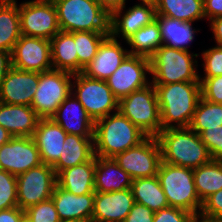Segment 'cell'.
Wrapping results in <instances>:
<instances>
[{
	"label": "cell",
	"instance_id": "19",
	"mask_svg": "<svg viewBox=\"0 0 222 222\" xmlns=\"http://www.w3.org/2000/svg\"><path fill=\"white\" fill-rule=\"evenodd\" d=\"M134 203L131 188L95 192L91 222H124Z\"/></svg>",
	"mask_w": 222,
	"mask_h": 222
},
{
	"label": "cell",
	"instance_id": "33",
	"mask_svg": "<svg viewBox=\"0 0 222 222\" xmlns=\"http://www.w3.org/2000/svg\"><path fill=\"white\" fill-rule=\"evenodd\" d=\"M126 43L131 48L129 54L150 58L163 45L158 21L140 28Z\"/></svg>",
	"mask_w": 222,
	"mask_h": 222
},
{
	"label": "cell",
	"instance_id": "29",
	"mask_svg": "<svg viewBox=\"0 0 222 222\" xmlns=\"http://www.w3.org/2000/svg\"><path fill=\"white\" fill-rule=\"evenodd\" d=\"M155 10L157 16L189 23L205 18L204 0H157Z\"/></svg>",
	"mask_w": 222,
	"mask_h": 222
},
{
	"label": "cell",
	"instance_id": "6",
	"mask_svg": "<svg viewBox=\"0 0 222 222\" xmlns=\"http://www.w3.org/2000/svg\"><path fill=\"white\" fill-rule=\"evenodd\" d=\"M157 177L170 207L200 214L203 203L195 189L193 169L161 161Z\"/></svg>",
	"mask_w": 222,
	"mask_h": 222
},
{
	"label": "cell",
	"instance_id": "49",
	"mask_svg": "<svg viewBox=\"0 0 222 222\" xmlns=\"http://www.w3.org/2000/svg\"><path fill=\"white\" fill-rule=\"evenodd\" d=\"M13 136L0 125V147L10 141Z\"/></svg>",
	"mask_w": 222,
	"mask_h": 222
},
{
	"label": "cell",
	"instance_id": "51",
	"mask_svg": "<svg viewBox=\"0 0 222 222\" xmlns=\"http://www.w3.org/2000/svg\"><path fill=\"white\" fill-rule=\"evenodd\" d=\"M140 2L155 5L157 0H140Z\"/></svg>",
	"mask_w": 222,
	"mask_h": 222
},
{
	"label": "cell",
	"instance_id": "37",
	"mask_svg": "<svg viewBox=\"0 0 222 222\" xmlns=\"http://www.w3.org/2000/svg\"><path fill=\"white\" fill-rule=\"evenodd\" d=\"M30 222H59L57 210L52 199L40 202L24 211Z\"/></svg>",
	"mask_w": 222,
	"mask_h": 222
},
{
	"label": "cell",
	"instance_id": "50",
	"mask_svg": "<svg viewBox=\"0 0 222 222\" xmlns=\"http://www.w3.org/2000/svg\"><path fill=\"white\" fill-rule=\"evenodd\" d=\"M192 222H222V220H213V219H207L203 218L200 215L195 216Z\"/></svg>",
	"mask_w": 222,
	"mask_h": 222
},
{
	"label": "cell",
	"instance_id": "22",
	"mask_svg": "<svg viewBox=\"0 0 222 222\" xmlns=\"http://www.w3.org/2000/svg\"><path fill=\"white\" fill-rule=\"evenodd\" d=\"M66 131L52 118H41L32 136L43 164L53 165L60 157Z\"/></svg>",
	"mask_w": 222,
	"mask_h": 222
},
{
	"label": "cell",
	"instance_id": "30",
	"mask_svg": "<svg viewBox=\"0 0 222 222\" xmlns=\"http://www.w3.org/2000/svg\"><path fill=\"white\" fill-rule=\"evenodd\" d=\"M131 191L136 203L145 205L153 212L169 207L157 176L133 179Z\"/></svg>",
	"mask_w": 222,
	"mask_h": 222
},
{
	"label": "cell",
	"instance_id": "2",
	"mask_svg": "<svg viewBox=\"0 0 222 222\" xmlns=\"http://www.w3.org/2000/svg\"><path fill=\"white\" fill-rule=\"evenodd\" d=\"M146 137L143 131L118 110L95 122L94 155L113 158L138 145Z\"/></svg>",
	"mask_w": 222,
	"mask_h": 222
},
{
	"label": "cell",
	"instance_id": "10",
	"mask_svg": "<svg viewBox=\"0 0 222 222\" xmlns=\"http://www.w3.org/2000/svg\"><path fill=\"white\" fill-rule=\"evenodd\" d=\"M22 35L51 40L61 31L52 0H29L19 4Z\"/></svg>",
	"mask_w": 222,
	"mask_h": 222
},
{
	"label": "cell",
	"instance_id": "44",
	"mask_svg": "<svg viewBox=\"0 0 222 222\" xmlns=\"http://www.w3.org/2000/svg\"><path fill=\"white\" fill-rule=\"evenodd\" d=\"M204 13L208 21L222 16V0H204Z\"/></svg>",
	"mask_w": 222,
	"mask_h": 222
},
{
	"label": "cell",
	"instance_id": "27",
	"mask_svg": "<svg viewBox=\"0 0 222 222\" xmlns=\"http://www.w3.org/2000/svg\"><path fill=\"white\" fill-rule=\"evenodd\" d=\"M51 61L54 70L78 73V55L74 32L59 31L51 40Z\"/></svg>",
	"mask_w": 222,
	"mask_h": 222
},
{
	"label": "cell",
	"instance_id": "15",
	"mask_svg": "<svg viewBox=\"0 0 222 222\" xmlns=\"http://www.w3.org/2000/svg\"><path fill=\"white\" fill-rule=\"evenodd\" d=\"M42 164L32 137H12L0 147V169L18 176Z\"/></svg>",
	"mask_w": 222,
	"mask_h": 222
},
{
	"label": "cell",
	"instance_id": "18",
	"mask_svg": "<svg viewBox=\"0 0 222 222\" xmlns=\"http://www.w3.org/2000/svg\"><path fill=\"white\" fill-rule=\"evenodd\" d=\"M129 54L118 39L110 34L101 42L93 60L81 72L92 79L106 81L120 66Z\"/></svg>",
	"mask_w": 222,
	"mask_h": 222
},
{
	"label": "cell",
	"instance_id": "39",
	"mask_svg": "<svg viewBox=\"0 0 222 222\" xmlns=\"http://www.w3.org/2000/svg\"><path fill=\"white\" fill-rule=\"evenodd\" d=\"M201 76L199 75L202 98L212 103L222 104V75L215 77Z\"/></svg>",
	"mask_w": 222,
	"mask_h": 222
},
{
	"label": "cell",
	"instance_id": "1",
	"mask_svg": "<svg viewBox=\"0 0 222 222\" xmlns=\"http://www.w3.org/2000/svg\"><path fill=\"white\" fill-rule=\"evenodd\" d=\"M153 85L157 92L162 130L189 127L202 97L200 81Z\"/></svg>",
	"mask_w": 222,
	"mask_h": 222
},
{
	"label": "cell",
	"instance_id": "40",
	"mask_svg": "<svg viewBox=\"0 0 222 222\" xmlns=\"http://www.w3.org/2000/svg\"><path fill=\"white\" fill-rule=\"evenodd\" d=\"M200 137L206 145L211 158L222 160V125L205 129L200 134Z\"/></svg>",
	"mask_w": 222,
	"mask_h": 222
},
{
	"label": "cell",
	"instance_id": "36",
	"mask_svg": "<svg viewBox=\"0 0 222 222\" xmlns=\"http://www.w3.org/2000/svg\"><path fill=\"white\" fill-rule=\"evenodd\" d=\"M18 207L17 177L0 169V211Z\"/></svg>",
	"mask_w": 222,
	"mask_h": 222
},
{
	"label": "cell",
	"instance_id": "38",
	"mask_svg": "<svg viewBox=\"0 0 222 222\" xmlns=\"http://www.w3.org/2000/svg\"><path fill=\"white\" fill-rule=\"evenodd\" d=\"M203 60L204 76L215 77L222 75V46L215 45L212 48L206 49L201 53Z\"/></svg>",
	"mask_w": 222,
	"mask_h": 222
},
{
	"label": "cell",
	"instance_id": "13",
	"mask_svg": "<svg viewBox=\"0 0 222 222\" xmlns=\"http://www.w3.org/2000/svg\"><path fill=\"white\" fill-rule=\"evenodd\" d=\"M150 59L128 54L118 69L106 80L115 98L120 101L133 91L149 85Z\"/></svg>",
	"mask_w": 222,
	"mask_h": 222
},
{
	"label": "cell",
	"instance_id": "16",
	"mask_svg": "<svg viewBox=\"0 0 222 222\" xmlns=\"http://www.w3.org/2000/svg\"><path fill=\"white\" fill-rule=\"evenodd\" d=\"M39 83V72L11 67L0 83V102L31 106Z\"/></svg>",
	"mask_w": 222,
	"mask_h": 222
},
{
	"label": "cell",
	"instance_id": "41",
	"mask_svg": "<svg viewBox=\"0 0 222 222\" xmlns=\"http://www.w3.org/2000/svg\"><path fill=\"white\" fill-rule=\"evenodd\" d=\"M194 218L195 215L193 213L169 206L154 212L153 222H192Z\"/></svg>",
	"mask_w": 222,
	"mask_h": 222
},
{
	"label": "cell",
	"instance_id": "17",
	"mask_svg": "<svg viewBox=\"0 0 222 222\" xmlns=\"http://www.w3.org/2000/svg\"><path fill=\"white\" fill-rule=\"evenodd\" d=\"M115 11L110 16V35L114 39L122 37L126 42L140 28L151 24L156 20L155 5L148 3H137L126 9Z\"/></svg>",
	"mask_w": 222,
	"mask_h": 222
},
{
	"label": "cell",
	"instance_id": "35",
	"mask_svg": "<svg viewBox=\"0 0 222 222\" xmlns=\"http://www.w3.org/2000/svg\"><path fill=\"white\" fill-rule=\"evenodd\" d=\"M220 125H222V104L212 103L201 97L189 127L200 135L205 129Z\"/></svg>",
	"mask_w": 222,
	"mask_h": 222
},
{
	"label": "cell",
	"instance_id": "48",
	"mask_svg": "<svg viewBox=\"0 0 222 222\" xmlns=\"http://www.w3.org/2000/svg\"><path fill=\"white\" fill-rule=\"evenodd\" d=\"M11 67V52L0 50V83Z\"/></svg>",
	"mask_w": 222,
	"mask_h": 222
},
{
	"label": "cell",
	"instance_id": "23",
	"mask_svg": "<svg viewBox=\"0 0 222 222\" xmlns=\"http://www.w3.org/2000/svg\"><path fill=\"white\" fill-rule=\"evenodd\" d=\"M40 119L31 106L0 102V125L13 137H32Z\"/></svg>",
	"mask_w": 222,
	"mask_h": 222
},
{
	"label": "cell",
	"instance_id": "20",
	"mask_svg": "<svg viewBox=\"0 0 222 222\" xmlns=\"http://www.w3.org/2000/svg\"><path fill=\"white\" fill-rule=\"evenodd\" d=\"M51 118L67 134L79 135L85 138L94 137L95 122L72 93L60 104L56 113Z\"/></svg>",
	"mask_w": 222,
	"mask_h": 222
},
{
	"label": "cell",
	"instance_id": "24",
	"mask_svg": "<svg viewBox=\"0 0 222 222\" xmlns=\"http://www.w3.org/2000/svg\"><path fill=\"white\" fill-rule=\"evenodd\" d=\"M132 180L113 158L95 156V192L107 193L129 189Z\"/></svg>",
	"mask_w": 222,
	"mask_h": 222
},
{
	"label": "cell",
	"instance_id": "11",
	"mask_svg": "<svg viewBox=\"0 0 222 222\" xmlns=\"http://www.w3.org/2000/svg\"><path fill=\"white\" fill-rule=\"evenodd\" d=\"M57 175L51 165L41 164L17 176V203L25 211L52 197Z\"/></svg>",
	"mask_w": 222,
	"mask_h": 222
},
{
	"label": "cell",
	"instance_id": "21",
	"mask_svg": "<svg viewBox=\"0 0 222 222\" xmlns=\"http://www.w3.org/2000/svg\"><path fill=\"white\" fill-rule=\"evenodd\" d=\"M95 193L75 195L56 184L52 201L60 220L91 222Z\"/></svg>",
	"mask_w": 222,
	"mask_h": 222
},
{
	"label": "cell",
	"instance_id": "32",
	"mask_svg": "<svg viewBox=\"0 0 222 222\" xmlns=\"http://www.w3.org/2000/svg\"><path fill=\"white\" fill-rule=\"evenodd\" d=\"M21 35L19 5L0 2V50L12 52Z\"/></svg>",
	"mask_w": 222,
	"mask_h": 222
},
{
	"label": "cell",
	"instance_id": "43",
	"mask_svg": "<svg viewBox=\"0 0 222 222\" xmlns=\"http://www.w3.org/2000/svg\"><path fill=\"white\" fill-rule=\"evenodd\" d=\"M154 212L138 203H134L124 222H153Z\"/></svg>",
	"mask_w": 222,
	"mask_h": 222
},
{
	"label": "cell",
	"instance_id": "34",
	"mask_svg": "<svg viewBox=\"0 0 222 222\" xmlns=\"http://www.w3.org/2000/svg\"><path fill=\"white\" fill-rule=\"evenodd\" d=\"M110 32H74V41L78 55V73H81L95 57L101 42Z\"/></svg>",
	"mask_w": 222,
	"mask_h": 222
},
{
	"label": "cell",
	"instance_id": "28",
	"mask_svg": "<svg viewBox=\"0 0 222 222\" xmlns=\"http://www.w3.org/2000/svg\"><path fill=\"white\" fill-rule=\"evenodd\" d=\"M156 20L160 25L163 45L171 48L189 51L190 43L193 42L196 33L200 32V29L193 27V23L157 15Z\"/></svg>",
	"mask_w": 222,
	"mask_h": 222
},
{
	"label": "cell",
	"instance_id": "7",
	"mask_svg": "<svg viewBox=\"0 0 222 222\" xmlns=\"http://www.w3.org/2000/svg\"><path fill=\"white\" fill-rule=\"evenodd\" d=\"M118 110L147 136L156 137L162 130L157 92L152 83L122 98Z\"/></svg>",
	"mask_w": 222,
	"mask_h": 222
},
{
	"label": "cell",
	"instance_id": "54",
	"mask_svg": "<svg viewBox=\"0 0 222 222\" xmlns=\"http://www.w3.org/2000/svg\"><path fill=\"white\" fill-rule=\"evenodd\" d=\"M59 222H80V221H65V220H60Z\"/></svg>",
	"mask_w": 222,
	"mask_h": 222
},
{
	"label": "cell",
	"instance_id": "8",
	"mask_svg": "<svg viewBox=\"0 0 222 222\" xmlns=\"http://www.w3.org/2000/svg\"><path fill=\"white\" fill-rule=\"evenodd\" d=\"M72 80V94L94 122L118 111L119 101L106 81L92 79L82 73L74 74Z\"/></svg>",
	"mask_w": 222,
	"mask_h": 222
},
{
	"label": "cell",
	"instance_id": "46",
	"mask_svg": "<svg viewBox=\"0 0 222 222\" xmlns=\"http://www.w3.org/2000/svg\"><path fill=\"white\" fill-rule=\"evenodd\" d=\"M100 6L111 16L115 11L126 6L127 0H97Z\"/></svg>",
	"mask_w": 222,
	"mask_h": 222
},
{
	"label": "cell",
	"instance_id": "3",
	"mask_svg": "<svg viewBox=\"0 0 222 222\" xmlns=\"http://www.w3.org/2000/svg\"><path fill=\"white\" fill-rule=\"evenodd\" d=\"M156 137L162 162L195 169L212 159L200 135L190 127L167 128Z\"/></svg>",
	"mask_w": 222,
	"mask_h": 222
},
{
	"label": "cell",
	"instance_id": "9",
	"mask_svg": "<svg viewBox=\"0 0 222 222\" xmlns=\"http://www.w3.org/2000/svg\"><path fill=\"white\" fill-rule=\"evenodd\" d=\"M74 74L60 70L39 73V83L31 107L40 118H51L72 93Z\"/></svg>",
	"mask_w": 222,
	"mask_h": 222
},
{
	"label": "cell",
	"instance_id": "14",
	"mask_svg": "<svg viewBox=\"0 0 222 222\" xmlns=\"http://www.w3.org/2000/svg\"><path fill=\"white\" fill-rule=\"evenodd\" d=\"M12 67L33 72L53 69L50 40L21 35L11 52Z\"/></svg>",
	"mask_w": 222,
	"mask_h": 222
},
{
	"label": "cell",
	"instance_id": "52",
	"mask_svg": "<svg viewBox=\"0 0 222 222\" xmlns=\"http://www.w3.org/2000/svg\"><path fill=\"white\" fill-rule=\"evenodd\" d=\"M0 2L15 3L17 0H0Z\"/></svg>",
	"mask_w": 222,
	"mask_h": 222
},
{
	"label": "cell",
	"instance_id": "31",
	"mask_svg": "<svg viewBox=\"0 0 222 222\" xmlns=\"http://www.w3.org/2000/svg\"><path fill=\"white\" fill-rule=\"evenodd\" d=\"M193 178L197 195L203 203L209 196L222 189V160L211 159L193 169Z\"/></svg>",
	"mask_w": 222,
	"mask_h": 222
},
{
	"label": "cell",
	"instance_id": "45",
	"mask_svg": "<svg viewBox=\"0 0 222 222\" xmlns=\"http://www.w3.org/2000/svg\"><path fill=\"white\" fill-rule=\"evenodd\" d=\"M24 216V211L19 207L9 208L0 211V222H21Z\"/></svg>",
	"mask_w": 222,
	"mask_h": 222
},
{
	"label": "cell",
	"instance_id": "25",
	"mask_svg": "<svg viewBox=\"0 0 222 222\" xmlns=\"http://www.w3.org/2000/svg\"><path fill=\"white\" fill-rule=\"evenodd\" d=\"M95 156L88 162L66 168L57 175V184L75 195L95 193Z\"/></svg>",
	"mask_w": 222,
	"mask_h": 222
},
{
	"label": "cell",
	"instance_id": "47",
	"mask_svg": "<svg viewBox=\"0 0 222 222\" xmlns=\"http://www.w3.org/2000/svg\"><path fill=\"white\" fill-rule=\"evenodd\" d=\"M216 45L222 46V16L209 21Z\"/></svg>",
	"mask_w": 222,
	"mask_h": 222
},
{
	"label": "cell",
	"instance_id": "26",
	"mask_svg": "<svg viewBox=\"0 0 222 222\" xmlns=\"http://www.w3.org/2000/svg\"><path fill=\"white\" fill-rule=\"evenodd\" d=\"M94 156L93 138L67 134L61 155L52 167L58 175L62 170L88 162Z\"/></svg>",
	"mask_w": 222,
	"mask_h": 222
},
{
	"label": "cell",
	"instance_id": "5",
	"mask_svg": "<svg viewBox=\"0 0 222 222\" xmlns=\"http://www.w3.org/2000/svg\"><path fill=\"white\" fill-rule=\"evenodd\" d=\"M61 31L110 32V15L97 0H52Z\"/></svg>",
	"mask_w": 222,
	"mask_h": 222
},
{
	"label": "cell",
	"instance_id": "42",
	"mask_svg": "<svg viewBox=\"0 0 222 222\" xmlns=\"http://www.w3.org/2000/svg\"><path fill=\"white\" fill-rule=\"evenodd\" d=\"M199 215L207 219L222 220V189L203 202Z\"/></svg>",
	"mask_w": 222,
	"mask_h": 222
},
{
	"label": "cell",
	"instance_id": "53",
	"mask_svg": "<svg viewBox=\"0 0 222 222\" xmlns=\"http://www.w3.org/2000/svg\"><path fill=\"white\" fill-rule=\"evenodd\" d=\"M21 222H30V221L24 216Z\"/></svg>",
	"mask_w": 222,
	"mask_h": 222
},
{
	"label": "cell",
	"instance_id": "12",
	"mask_svg": "<svg viewBox=\"0 0 222 222\" xmlns=\"http://www.w3.org/2000/svg\"><path fill=\"white\" fill-rule=\"evenodd\" d=\"M113 159L132 179L157 176L162 161L157 137L147 136L138 145L118 153Z\"/></svg>",
	"mask_w": 222,
	"mask_h": 222
},
{
	"label": "cell",
	"instance_id": "4",
	"mask_svg": "<svg viewBox=\"0 0 222 222\" xmlns=\"http://www.w3.org/2000/svg\"><path fill=\"white\" fill-rule=\"evenodd\" d=\"M199 54L161 45L149 58L152 84L199 81Z\"/></svg>",
	"mask_w": 222,
	"mask_h": 222
}]
</instances>
